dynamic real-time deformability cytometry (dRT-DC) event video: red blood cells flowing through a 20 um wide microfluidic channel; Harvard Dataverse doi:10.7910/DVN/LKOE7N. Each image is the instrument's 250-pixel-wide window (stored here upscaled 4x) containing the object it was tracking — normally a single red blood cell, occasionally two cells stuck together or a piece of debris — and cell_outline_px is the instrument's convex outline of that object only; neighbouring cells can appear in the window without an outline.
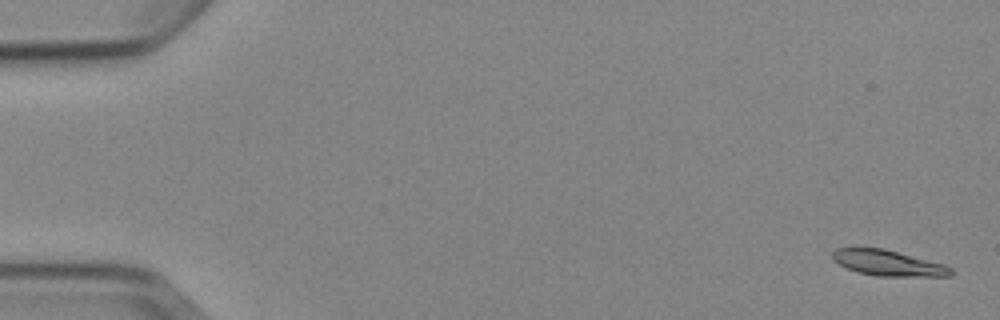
{"species": "Egyptian fruit bat (a non-hibernating species)", "species_latin": "Rousettus aegyptiacus", "temperature_condition": "cold", "stored_images_in_passage": 5, "camera_frame_rate_fps": 3000, "um_per_image_px": 0.085, "animal": {"sex": "female"}, "frame": {"image": 1, "passage_image": 1, "time_ms": 0.0, "image_size_px": [1000, 320], "cell_outline_px": [[952, 276], [876, 276], [856, 272], [832, 260], [832, 252], [836, 248], [884, 248], [944, 264], [952, 268]], "centroid_in_image_um": [75.48, 22.36], "position_along_channel_um": 9.5, "area_um2": 17.69}}
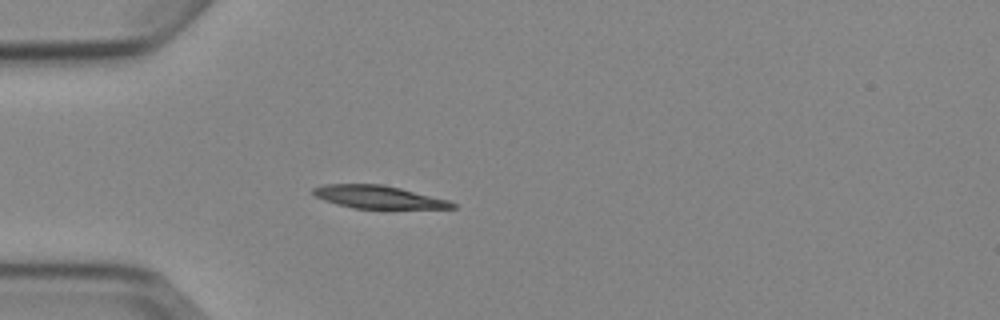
{"frame": {"image": 2, "passage_image": 5, "time_ms": 4.667, "image_size_px": [1000, 320], "cell_outline_px": [[456, 208], [352, 208], [336, 204], [324, 200], [316, 196], [312, 192], [312, 188], [324, 184], [380, 184], [400, 188], [448, 200], [456, 204]], "centroid_in_image_um": [32.11, 16.74], "position_along_channel_um": 52.9, "area_um2": 18.26}}